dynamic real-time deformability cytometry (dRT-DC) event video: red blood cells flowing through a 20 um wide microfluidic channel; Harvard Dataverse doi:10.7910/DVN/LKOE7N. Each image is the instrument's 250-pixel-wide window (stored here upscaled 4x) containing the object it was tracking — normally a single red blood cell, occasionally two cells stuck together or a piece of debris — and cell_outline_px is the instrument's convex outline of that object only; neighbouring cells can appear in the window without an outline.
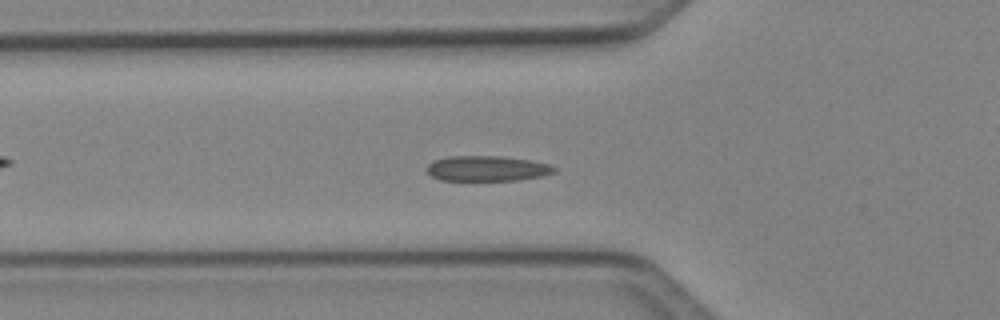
{"species": "Egyptian fruit bat (a non-hibernating species)", "species_latin": "Rousettus aegyptiacus", "temperature_condition": "cold", "stored_images_in_passage": 50, "camera_frame_rate_fps": 3000, "um_per_image_px": 0.085, "animal": {"sex": "female"}, "frame": {"image": 1, "passage_image": 17, "time_ms": 5.333, "image_size_px": [1000, 320], "cell_outline_px": [[556, 172], [540, 176], [520, 180], [440, 180], [432, 176], [428, 172], [428, 164], [432, 160], [448, 156], [500, 156], [532, 160], [548, 164], [556, 168]], "centroid_in_image_um": [41.4, 14.31], "position_along_channel_um": 84.4, "area_um2": 18.79}}
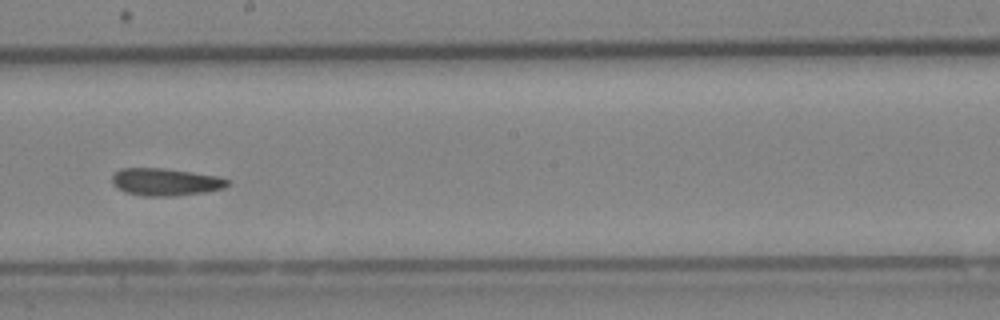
{"frame": {"image": 2, "passage_image": 28, "time_ms": 9.0, "image_size_px": [1000, 320], "cell_outline_px": [[232, 184], [224, 188], [204, 192], [176, 196], [144, 196], [124, 192], [116, 188], [112, 180], [112, 176], [120, 168], [160, 168], [216, 176], [228, 180]], "centroid_in_image_um": [14.05, 15.48], "position_along_channel_um": 234.2, "area_um2": 18.32}}
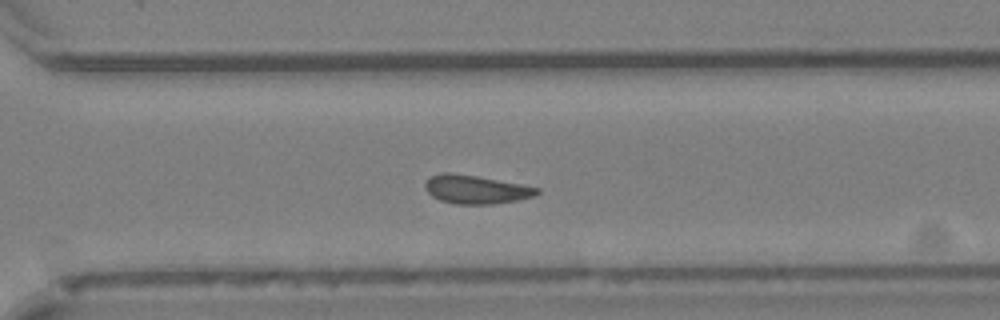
{"frame": {"image": 3, "passage_image": 35, "time_ms": 11.333, "image_size_px": [1000, 320], "cell_outline_px": [[540, 192], [532, 196], [516, 200], [492, 204], [456, 204], [440, 200], [432, 196], [424, 188], [424, 184], [428, 176], [440, 172], [452, 172], [476, 176], [520, 184], [540, 188]], "centroid_in_image_um": [40.38, 16.09], "position_along_channel_um": 330.2, "area_um2": 18.61}, "authors_computed_cell_mechanics": {"area_um2": 18.496, "velocity_mm_per_s": 4.0983, "shape_relaxation_time_tau1_ms": null, "shape_relaxation_time_tau2_ms": 6.0113, "deformation_change_tau1": null, "deformation_change_tau2": 0.105}}